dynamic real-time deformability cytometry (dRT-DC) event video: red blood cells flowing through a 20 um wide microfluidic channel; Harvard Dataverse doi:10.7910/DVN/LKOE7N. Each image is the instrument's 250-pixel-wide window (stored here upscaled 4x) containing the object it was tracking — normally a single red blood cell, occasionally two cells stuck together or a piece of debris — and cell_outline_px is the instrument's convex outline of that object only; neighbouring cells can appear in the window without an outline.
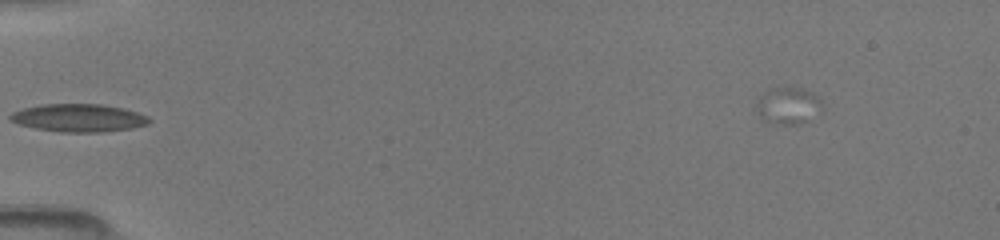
{"species": "common noctule bat (a hibernating species)", "species_latin": "Nyctalus noctula", "temperature_condition": "room temperature", "stored_images_in_passage": 8, "segment_of_instrument_passage": [2, 2], "camera_frame_rate_fps": 3000, "um_per_image_px": 0.085, "animal": {"sex": "female", "body_mass_g": 19.5, "forearm_length_mm": 54.1}, "frame": {"image": 1, "passage_image": 8, "time_ms": 3.333, "image_size_px": [1000, 240], "cell_outline_px": [[820, 112], [808, 120], [800, 124], [768, 124], [760, 120], [756, 112], [756, 104], [760, 96], [768, 88], [780, 84], [784, 84], [804, 88], [812, 92], [820, 100]], "centroid_in_image_um": [66.91, 8.94], "position_along_channel_um": 18.1, "area_um2": 14.91}}